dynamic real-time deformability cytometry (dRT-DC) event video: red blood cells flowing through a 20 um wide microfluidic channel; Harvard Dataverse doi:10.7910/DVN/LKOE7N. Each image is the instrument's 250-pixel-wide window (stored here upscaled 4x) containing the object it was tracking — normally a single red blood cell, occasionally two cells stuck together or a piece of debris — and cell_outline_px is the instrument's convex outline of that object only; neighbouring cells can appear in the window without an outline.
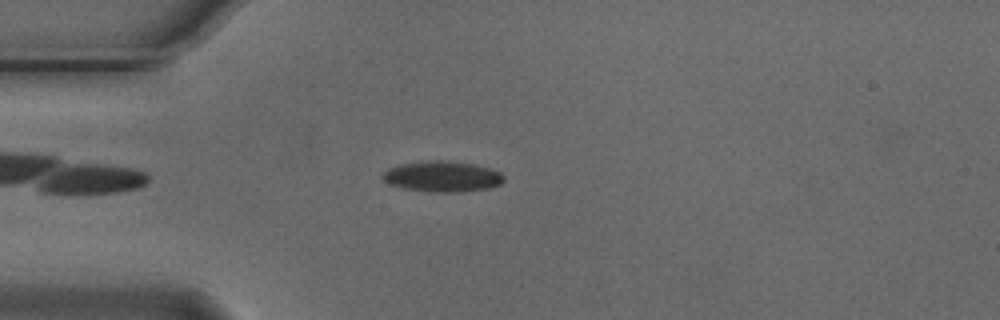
{"species": "Egyptian fruit bat (a non-hibernating species)", "species_latin": "Rousettus aegyptiacus", "temperature_condition": "cold", "stored_images_in_passage": 47, "camera_frame_rate_fps": 3000, "um_per_image_px": 0.085, "animal": {"sex": "male"}, "frame": {"image": 1, "passage_image": 7, "time_ms": 2.0, "image_size_px": [1000, 320], "cell_outline_px": [[504, 180], [500, 184], [488, 188], [460, 192], [432, 192], [404, 188], [388, 184], [384, 180], [384, 172], [388, 168], [400, 164], [420, 160], [448, 160], [472, 164], [488, 168], [500, 172], [504, 176]], "centroid_in_image_um": [37.58, 14.99], "position_along_channel_um": 47.4, "area_um2": 21.73}}
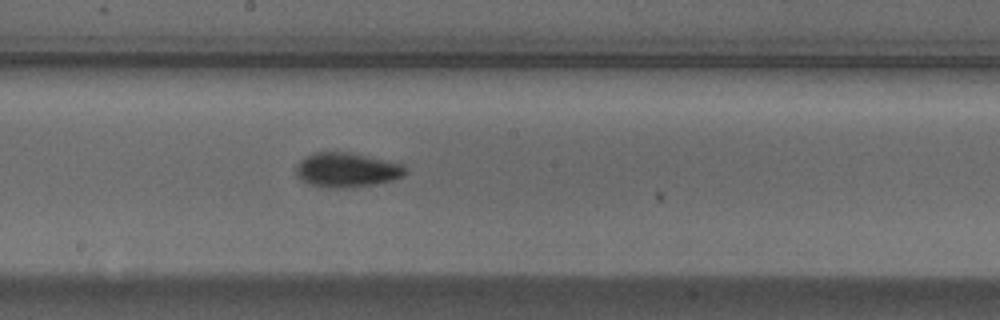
{"frame": {"image": 2, "passage_image": 22, "time_ms": 7.0, "image_size_px": [1000, 320], "cell_outline_px": [[408, 172], [404, 176], [392, 180], [372, 184], [344, 188], [328, 188], [308, 184], [300, 180], [296, 176], [296, 168], [300, 160], [304, 156], [312, 152], [348, 152], [404, 164]], "centroid_in_image_um": [29.45, 14.44], "position_along_channel_um": 218.8, "area_um2": 22.14}}
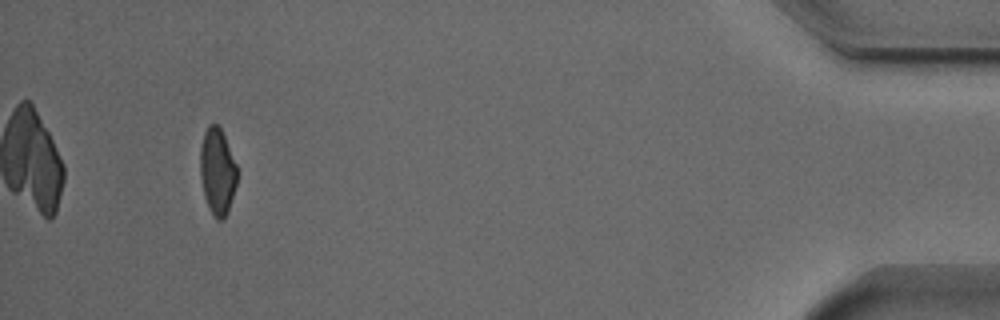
{"frame": {"image": 3, "passage_image": 44, "time_ms": 14.333, "image_size_px": [1000, 320], "cell_outline_px": [[236, 184], [228, 212], [224, 220], [216, 220], [204, 196], [200, 176], [200, 148], [204, 132], [208, 124], [216, 124], [220, 128], [224, 136], [236, 164]], "centroid_in_image_um": [18.46, 14.58], "position_along_channel_um": 416.7, "area_um2": 18.44}, "authors_computed_cell_mechanics": {"area_um2": 20.2878, "velocity_mm_per_s": 3.7128, "shape_relaxation_time_tau1_ms": 3.2723, "shape_relaxation_time_tau2_ms": 4.3076, "deformation_change_tau1": 0.1105, "deformation_change_tau2": 0.0829}}